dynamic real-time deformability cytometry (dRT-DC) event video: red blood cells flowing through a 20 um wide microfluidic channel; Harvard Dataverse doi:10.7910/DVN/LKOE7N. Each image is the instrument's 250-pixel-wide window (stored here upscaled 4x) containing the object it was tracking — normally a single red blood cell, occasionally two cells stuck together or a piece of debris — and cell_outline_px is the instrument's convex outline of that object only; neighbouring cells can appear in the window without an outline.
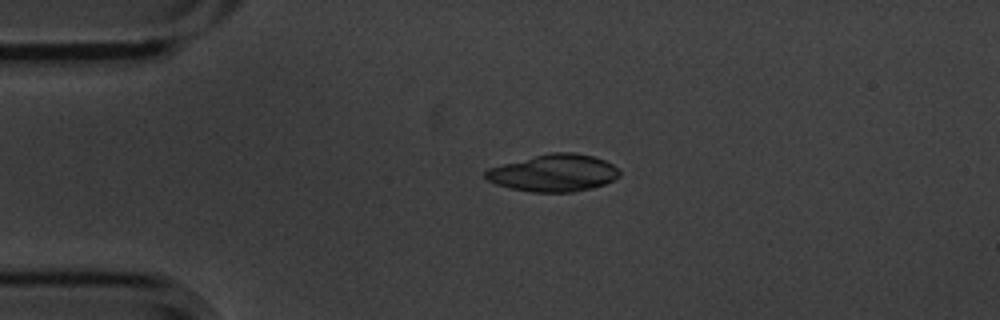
{"species": "common noctule bat (a hibernating species)", "species_latin": "Nyctalus noctula", "temperature_condition": "cold", "stored_images_in_passage": 4, "camera_frame_rate_fps": 3000, "um_per_image_px": 0.085, "animal": {"sex": "male", "body_mass_g": 20.1, "forearm_length_mm": 53.5}, "frame": {"image": 1, "passage_image": 3, "time_ms": 0.667, "image_size_px": [1000, 320], "cell_outline_px": [[620, 176], [604, 184], [572, 192], [532, 192], [512, 188], [496, 184], [488, 180], [484, 176], [484, 172], [488, 168], [552, 152], [572, 152], [592, 156], [604, 160], [612, 164], [620, 172]], "centroid_in_image_um": [47.07, 14.7], "position_along_channel_um": 37.9, "area_um2": 28.5}}